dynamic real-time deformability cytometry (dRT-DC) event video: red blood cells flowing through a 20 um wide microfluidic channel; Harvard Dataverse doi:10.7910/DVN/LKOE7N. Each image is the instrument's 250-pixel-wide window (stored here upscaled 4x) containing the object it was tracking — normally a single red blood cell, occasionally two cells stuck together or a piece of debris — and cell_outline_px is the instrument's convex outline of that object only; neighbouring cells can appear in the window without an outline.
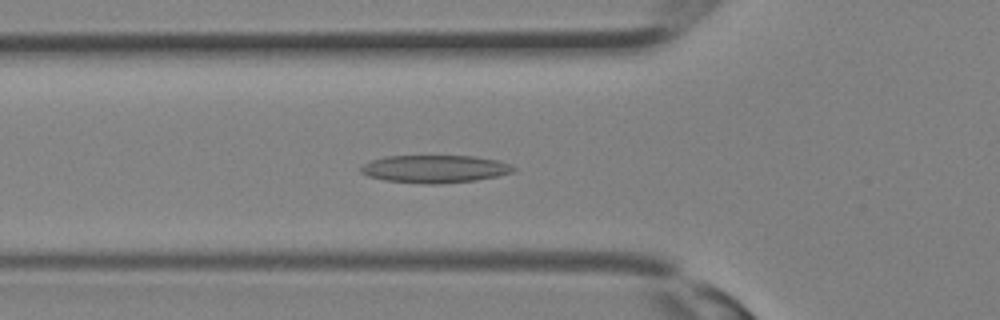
{"species": "Egyptian fruit bat (a non-hibernating species)", "species_latin": "Rousettus aegyptiacus", "temperature_condition": "room temperature", "stored_images_in_passage": 21, "camera_frame_rate_fps": 3000, "um_per_image_px": 0.085, "animal": {"sex": "female"}, "frame": {"image": 1, "passage_image": 11, "time_ms": 3.333, "image_size_px": [1000, 320], "cell_outline_px": [[516, 168], [512, 172], [496, 176], [476, 180], [436, 184], [424, 184], [384, 180], [368, 176], [360, 172], [360, 168], [364, 164], [372, 160], [384, 156], [476, 156], [500, 160]], "centroid_in_image_um": [36.95, 14.35], "position_along_channel_um": 88.9, "area_um2": 24.62}}
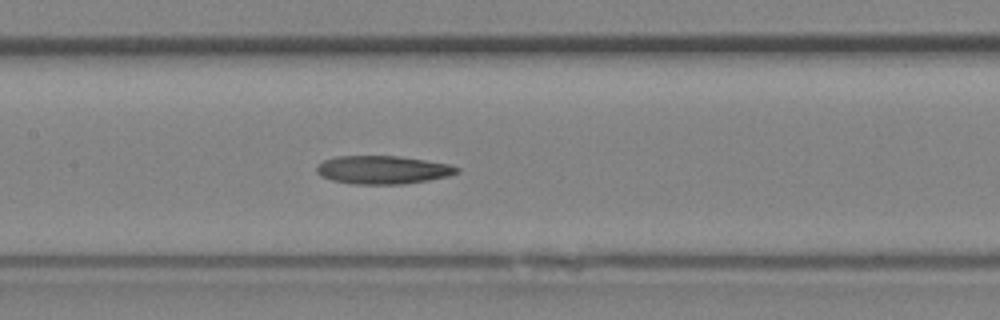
{"frame": {"image": 2, "passage_image": 15, "time_ms": 4.667, "image_size_px": [1000, 320], "cell_outline_px": [[460, 172], [448, 176], [428, 180], [404, 184], [352, 184], [332, 180], [320, 176], [316, 172], [316, 164], [324, 160], [336, 156], [400, 156], [448, 164], [460, 168]], "centroid_in_image_um": [32.5, 14.44], "position_along_channel_um": 174.9, "area_um2": 23.18}}
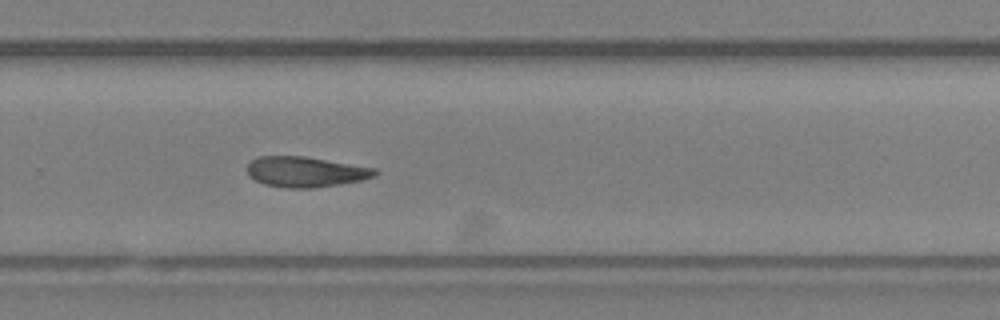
{"frame": {"image": 3, "passage_image": 21, "time_ms": 6.667, "image_size_px": [1000, 320], "cell_outline_px": [[380, 172], [376, 176], [360, 180], [340, 184], [312, 188], [288, 188], [264, 184], [248, 176], [248, 164], [252, 160], [260, 156], [304, 156], [376, 168]], "centroid_in_image_um": [25.99, 14.6], "position_along_channel_um": 303.8, "area_um2": 22.6}}